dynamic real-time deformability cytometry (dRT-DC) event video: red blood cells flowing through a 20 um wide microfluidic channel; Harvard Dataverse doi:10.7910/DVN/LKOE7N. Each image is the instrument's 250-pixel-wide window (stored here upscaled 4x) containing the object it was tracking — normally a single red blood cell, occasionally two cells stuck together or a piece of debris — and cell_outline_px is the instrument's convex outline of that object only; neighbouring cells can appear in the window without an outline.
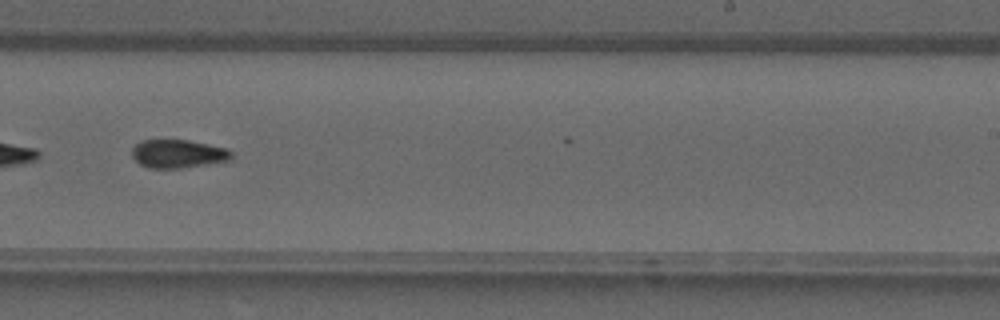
{"species": "common noctule bat (a hibernating species)", "species_latin": "Nyctalus noctula", "temperature_condition": "warm", "stored_images_in_passage": 30, "camera_frame_rate_fps": 3000, "um_per_image_px": 0.085, "animal": {"sex": "male", "forearm_length_mm": 52.5}, "frame": {"image": 1, "passage_image": 17, "time_ms": 5.333, "image_size_px": [1000, 320], "cell_outline_px": [[232, 160], [180, 168], [148, 168], [140, 164], [132, 156], [132, 148], [136, 144], [144, 140], [188, 140], [228, 148], [232, 152]], "centroid_in_image_um": [15.15, 13.07], "position_along_channel_um": 273.8, "area_um2": 16.42}}